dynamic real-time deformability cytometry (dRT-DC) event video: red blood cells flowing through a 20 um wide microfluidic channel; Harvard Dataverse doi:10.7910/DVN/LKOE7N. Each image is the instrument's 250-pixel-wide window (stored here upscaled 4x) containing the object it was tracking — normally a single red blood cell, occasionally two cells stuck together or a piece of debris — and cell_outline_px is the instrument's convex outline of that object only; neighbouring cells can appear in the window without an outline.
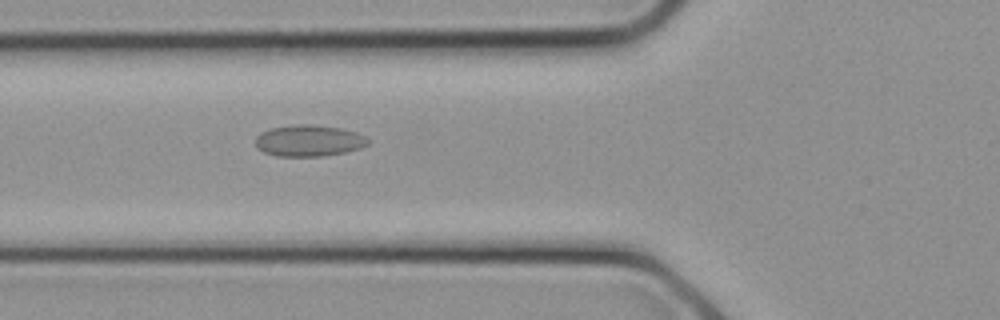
{"species": "common noctule bat (a hibernating species)", "species_latin": "Nyctalus noctula", "temperature_condition": "cold", "stored_images_in_passage": 6, "camera_frame_rate_fps": 3000, "um_per_image_px": 0.085, "animal": {"sex": "female", "body_mass_g": 21.9}, "frame": {"image": 1, "passage_image": 6, "time_ms": 1.667, "image_size_px": [1000, 320], "cell_outline_px": [[368, 144], [360, 148], [344, 152], [324, 156], [276, 156], [264, 152], [256, 148], [256, 136], [260, 132], [272, 128], [300, 124], [312, 124], [340, 128], [356, 132], [364, 136], [368, 140]], "centroid_in_image_um": [26.23, 11.96], "position_along_channel_um": 99.6, "area_um2": 20.52}}